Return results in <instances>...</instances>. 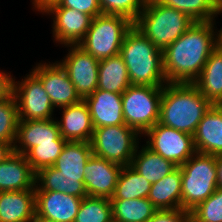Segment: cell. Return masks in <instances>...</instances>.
Here are the masks:
<instances>
[{"label":"cell","mask_w":222,"mask_h":222,"mask_svg":"<svg viewBox=\"0 0 222 222\" xmlns=\"http://www.w3.org/2000/svg\"><path fill=\"white\" fill-rule=\"evenodd\" d=\"M130 85L128 70L120 55L99 60L97 89L123 94Z\"/></svg>","instance_id":"cell-26"},{"label":"cell","mask_w":222,"mask_h":222,"mask_svg":"<svg viewBox=\"0 0 222 222\" xmlns=\"http://www.w3.org/2000/svg\"><path fill=\"white\" fill-rule=\"evenodd\" d=\"M35 214V190L0 192V222H30Z\"/></svg>","instance_id":"cell-22"},{"label":"cell","mask_w":222,"mask_h":222,"mask_svg":"<svg viewBox=\"0 0 222 222\" xmlns=\"http://www.w3.org/2000/svg\"><path fill=\"white\" fill-rule=\"evenodd\" d=\"M190 211L178 209L156 210L147 222H191Z\"/></svg>","instance_id":"cell-35"},{"label":"cell","mask_w":222,"mask_h":222,"mask_svg":"<svg viewBox=\"0 0 222 222\" xmlns=\"http://www.w3.org/2000/svg\"><path fill=\"white\" fill-rule=\"evenodd\" d=\"M113 222H147L157 210L148 198L110 199Z\"/></svg>","instance_id":"cell-27"},{"label":"cell","mask_w":222,"mask_h":222,"mask_svg":"<svg viewBox=\"0 0 222 222\" xmlns=\"http://www.w3.org/2000/svg\"><path fill=\"white\" fill-rule=\"evenodd\" d=\"M181 169L177 167L163 179L151 185L148 200L157 210L182 208Z\"/></svg>","instance_id":"cell-24"},{"label":"cell","mask_w":222,"mask_h":222,"mask_svg":"<svg viewBox=\"0 0 222 222\" xmlns=\"http://www.w3.org/2000/svg\"><path fill=\"white\" fill-rule=\"evenodd\" d=\"M74 222H113L110 199L93 196L84 197Z\"/></svg>","instance_id":"cell-30"},{"label":"cell","mask_w":222,"mask_h":222,"mask_svg":"<svg viewBox=\"0 0 222 222\" xmlns=\"http://www.w3.org/2000/svg\"><path fill=\"white\" fill-rule=\"evenodd\" d=\"M36 172L25 155L12 153L0 162V192L35 190Z\"/></svg>","instance_id":"cell-20"},{"label":"cell","mask_w":222,"mask_h":222,"mask_svg":"<svg viewBox=\"0 0 222 222\" xmlns=\"http://www.w3.org/2000/svg\"><path fill=\"white\" fill-rule=\"evenodd\" d=\"M66 141L61 135L56 120H19L13 152L25 155L37 143ZM18 143V145H17Z\"/></svg>","instance_id":"cell-19"},{"label":"cell","mask_w":222,"mask_h":222,"mask_svg":"<svg viewBox=\"0 0 222 222\" xmlns=\"http://www.w3.org/2000/svg\"><path fill=\"white\" fill-rule=\"evenodd\" d=\"M61 109V120L56 121L60 135L70 142H91L94 127L87 103L81 100Z\"/></svg>","instance_id":"cell-18"},{"label":"cell","mask_w":222,"mask_h":222,"mask_svg":"<svg viewBox=\"0 0 222 222\" xmlns=\"http://www.w3.org/2000/svg\"><path fill=\"white\" fill-rule=\"evenodd\" d=\"M92 154L90 142L67 141L55 164L36 172L35 191H57L86 197L84 170Z\"/></svg>","instance_id":"cell-2"},{"label":"cell","mask_w":222,"mask_h":222,"mask_svg":"<svg viewBox=\"0 0 222 222\" xmlns=\"http://www.w3.org/2000/svg\"><path fill=\"white\" fill-rule=\"evenodd\" d=\"M46 14L53 15V37L56 43L65 45H78L85 37L92 17L77 10L54 6Z\"/></svg>","instance_id":"cell-15"},{"label":"cell","mask_w":222,"mask_h":222,"mask_svg":"<svg viewBox=\"0 0 222 222\" xmlns=\"http://www.w3.org/2000/svg\"><path fill=\"white\" fill-rule=\"evenodd\" d=\"M212 105L193 83H166L162 91L159 123L194 135Z\"/></svg>","instance_id":"cell-3"},{"label":"cell","mask_w":222,"mask_h":222,"mask_svg":"<svg viewBox=\"0 0 222 222\" xmlns=\"http://www.w3.org/2000/svg\"><path fill=\"white\" fill-rule=\"evenodd\" d=\"M217 186L222 188V154L216 155Z\"/></svg>","instance_id":"cell-39"},{"label":"cell","mask_w":222,"mask_h":222,"mask_svg":"<svg viewBox=\"0 0 222 222\" xmlns=\"http://www.w3.org/2000/svg\"><path fill=\"white\" fill-rule=\"evenodd\" d=\"M133 25L124 16L102 13L92 19L78 46L98 60L119 55L123 39Z\"/></svg>","instance_id":"cell-7"},{"label":"cell","mask_w":222,"mask_h":222,"mask_svg":"<svg viewBox=\"0 0 222 222\" xmlns=\"http://www.w3.org/2000/svg\"><path fill=\"white\" fill-rule=\"evenodd\" d=\"M193 22L177 9L164 6L157 0H147L134 26L163 51L184 34Z\"/></svg>","instance_id":"cell-5"},{"label":"cell","mask_w":222,"mask_h":222,"mask_svg":"<svg viewBox=\"0 0 222 222\" xmlns=\"http://www.w3.org/2000/svg\"><path fill=\"white\" fill-rule=\"evenodd\" d=\"M56 6H62L83 12L92 18L102 14L99 0H61Z\"/></svg>","instance_id":"cell-36"},{"label":"cell","mask_w":222,"mask_h":222,"mask_svg":"<svg viewBox=\"0 0 222 222\" xmlns=\"http://www.w3.org/2000/svg\"><path fill=\"white\" fill-rule=\"evenodd\" d=\"M30 222H54V221L45 219L37 214H34L33 219Z\"/></svg>","instance_id":"cell-41"},{"label":"cell","mask_w":222,"mask_h":222,"mask_svg":"<svg viewBox=\"0 0 222 222\" xmlns=\"http://www.w3.org/2000/svg\"><path fill=\"white\" fill-rule=\"evenodd\" d=\"M160 4L177 9L194 22L214 21L218 15V0H157Z\"/></svg>","instance_id":"cell-29"},{"label":"cell","mask_w":222,"mask_h":222,"mask_svg":"<svg viewBox=\"0 0 222 222\" xmlns=\"http://www.w3.org/2000/svg\"><path fill=\"white\" fill-rule=\"evenodd\" d=\"M66 142L52 141L37 143V146L32 147L25 154L26 160L35 172L44 167L53 166Z\"/></svg>","instance_id":"cell-32"},{"label":"cell","mask_w":222,"mask_h":222,"mask_svg":"<svg viewBox=\"0 0 222 222\" xmlns=\"http://www.w3.org/2000/svg\"><path fill=\"white\" fill-rule=\"evenodd\" d=\"M84 101L89 107L94 128L125 124L122 94L97 89Z\"/></svg>","instance_id":"cell-17"},{"label":"cell","mask_w":222,"mask_h":222,"mask_svg":"<svg viewBox=\"0 0 222 222\" xmlns=\"http://www.w3.org/2000/svg\"><path fill=\"white\" fill-rule=\"evenodd\" d=\"M139 148L138 146L130 166L151 184L163 179L178 167L173 162L153 152L146 145L138 151Z\"/></svg>","instance_id":"cell-25"},{"label":"cell","mask_w":222,"mask_h":222,"mask_svg":"<svg viewBox=\"0 0 222 222\" xmlns=\"http://www.w3.org/2000/svg\"><path fill=\"white\" fill-rule=\"evenodd\" d=\"M12 151L13 149L8 144L0 142V162L7 158Z\"/></svg>","instance_id":"cell-40"},{"label":"cell","mask_w":222,"mask_h":222,"mask_svg":"<svg viewBox=\"0 0 222 222\" xmlns=\"http://www.w3.org/2000/svg\"><path fill=\"white\" fill-rule=\"evenodd\" d=\"M42 83L54 108H62L80 102L74 84L62 66L57 63H39L31 71Z\"/></svg>","instance_id":"cell-13"},{"label":"cell","mask_w":222,"mask_h":222,"mask_svg":"<svg viewBox=\"0 0 222 222\" xmlns=\"http://www.w3.org/2000/svg\"><path fill=\"white\" fill-rule=\"evenodd\" d=\"M65 46L70 47V51L66 58L57 62L66 71L76 92L84 100L97 90L99 60L78 45Z\"/></svg>","instance_id":"cell-12"},{"label":"cell","mask_w":222,"mask_h":222,"mask_svg":"<svg viewBox=\"0 0 222 222\" xmlns=\"http://www.w3.org/2000/svg\"><path fill=\"white\" fill-rule=\"evenodd\" d=\"M222 13V0H218V14Z\"/></svg>","instance_id":"cell-43"},{"label":"cell","mask_w":222,"mask_h":222,"mask_svg":"<svg viewBox=\"0 0 222 222\" xmlns=\"http://www.w3.org/2000/svg\"><path fill=\"white\" fill-rule=\"evenodd\" d=\"M122 168L117 163L92 154L84 170L83 183L87 196L111 199Z\"/></svg>","instance_id":"cell-14"},{"label":"cell","mask_w":222,"mask_h":222,"mask_svg":"<svg viewBox=\"0 0 222 222\" xmlns=\"http://www.w3.org/2000/svg\"><path fill=\"white\" fill-rule=\"evenodd\" d=\"M214 24L215 21L193 22L162 51L167 83H193L200 76L210 53L218 46Z\"/></svg>","instance_id":"cell-1"},{"label":"cell","mask_w":222,"mask_h":222,"mask_svg":"<svg viewBox=\"0 0 222 222\" xmlns=\"http://www.w3.org/2000/svg\"><path fill=\"white\" fill-rule=\"evenodd\" d=\"M83 198L57 191H35V214L54 222H74Z\"/></svg>","instance_id":"cell-16"},{"label":"cell","mask_w":222,"mask_h":222,"mask_svg":"<svg viewBox=\"0 0 222 222\" xmlns=\"http://www.w3.org/2000/svg\"><path fill=\"white\" fill-rule=\"evenodd\" d=\"M11 74L0 71V100L13 94V81Z\"/></svg>","instance_id":"cell-37"},{"label":"cell","mask_w":222,"mask_h":222,"mask_svg":"<svg viewBox=\"0 0 222 222\" xmlns=\"http://www.w3.org/2000/svg\"><path fill=\"white\" fill-rule=\"evenodd\" d=\"M19 114L14 94L0 100V142L12 149L16 141Z\"/></svg>","instance_id":"cell-31"},{"label":"cell","mask_w":222,"mask_h":222,"mask_svg":"<svg viewBox=\"0 0 222 222\" xmlns=\"http://www.w3.org/2000/svg\"><path fill=\"white\" fill-rule=\"evenodd\" d=\"M61 0H33V7L36 11H40L42 14L47 13L52 7L58 5Z\"/></svg>","instance_id":"cell-38"},{"label":"cell","mask_w":222,"mask_h":222,"mask_svg":"<svg viewBox=\"0 0 222 222\" xmlns=\"http://www.w3.org/2000/svg\"><path fill=\"white\" fill-rule=\"evenodd\" d=\"M146 146L163 158L180 167L196 153L193 135L159 122L154 124L145 134Z\"/></svg>","instance_id":"cell-10"},{"label":"cell","mask_w":222,"mask_h":222,"mask_svg":"<svg viewBox=\"0 0 222 222\" xmlns=\"http://www.w3.org/2000/svg\"><path fill=\"white\" fill-rule=\"evenodd\" d=\"M140 134L126 124L94 128L91 139L94 155L121 166L131 164Z\"/></svg>","instance_id":"cell-9"},{"label":"cell","mask_w":222,"mask_h":222,"mask_svg":"<svg viewBox=\"0 0 222 222\" xmlns=\"http://www.w3.org/2000/svg\"><path fill=\"white\" fill-rule=\"evenodd\" d=\"M196 152L222 154V105H212L193 135Z\"/></svg>","instance_id":"cell-21"},{"label":"cell","mask_w":222,"mask_h":222,"mask_svg":"<svg viewBox=\"0 0 222 222\" xmlns=\"http://www.w3.org/2000/svg\"><path fill=\"white\" fill-rule=\"evenodd\" d=\"M147 0H99L103 14L121 15L133 23L144 9Z\"/></svg>","instance_id":"cell-34"},{"label":"cell","mask_w":222,"mask_h":222,"mask_svg":"<svg viewBox=\"0 0 222 222\" xmlns=\"http://www.w3.org/2000/svg\"><path fill=\"white\" fill-rule=\"evenodd\" d=\"M119 55L127 67L131 85L164 86L167 83L162 50L134 25L124 37Z\"/></svg>","instance_id":"cell-4"},{"label":"cell","mask_w":222,"mask_h":222,"mask_svg":"<svg viewBox=\"0 0 222 222\" xmlns=\"http://www.w3.org/2000/svg\"><path fill=\"white\" fill-rule=\"evenodd\" d=\"M151 185L149 181L137 173L130 165L123 166L111 199L148 198Z\"/></svg>","instance_id":"cell-28"},{"label":"cell","mask_w":222,"mask_h":222,"mask_svg":"<svg viewBox=\"0 0 222 222\" xmlns=\"http://www.w3.org/2000/svg\"><path fill=\"white\" fill-rule=\"evenodd\" d=\"M218 46L222 49V28L218 31Z\"/></svg>","instance_id":"cell-42"},{"label":"cell","mask_w":222,"mask_h":222,"mask_svg":"<svg viewBox=\"0 0 222 222\" xmlns=\"http://www.w3.org/2000/svg\"><path fill=\"white\" fill-rule=\"evenodd\" d=\"M20 81H13V94L17 102L19 120L53 119L54 106L41 81L30 72Z\"/></svg>","instance_id":"cell-11"},{"label":"cell","mask_w":222,"mask_h":222,"mask_svg":"<svg viewBox=\"0 0 222 222\" xmlns=\"http://www.w3.org/2000/svg\"><path fill=\"white\" fill-rule=\"evenodd\" d=\"M180 169L182 209L191 212L218 188L216 156L196 152Z\"/></svg>","instance_id":"cell-6"},{"label":"cell","mask_w":222,"mask_h":222,"mask_svg":"<svg viewBox=\"0 0 222 222\" xmlns=\"http://www.w3.org/2000/svg\"><path fill=\"white\" fill-rule=\"evenodd\" d=\"M193 222H222V188L191 211Z\"/></svg>","instance_id":"cell-33"},{"label":"cell","mask_w":222,"mask_h":222,"mask_svg":"<svg viewBox=\"0 0 222 222\" xmlns=\"http://www.w3.org/2000/svg\"><path fill=\"white\" fill-rule=\"evenodd\" d=\"M193 84L213 105H222V49L219 46L210 53Z\"/></svg>","instance_id":"cell-23"},{"label":"cell","mask_w":222,"mask_h":222,"mask_svg":"<svg viewBox=\"0 0 222 222\" xmlns=\"http://www.w3.org/2000/svg\"><path fill=\"white\" fill-rule=\"evenodd\" d=\"M162 91L163 86L130 85L122 94L125 124L144 135L159 122Z\"/></svg>","instance_id":"cell-8"}]
</instances>
